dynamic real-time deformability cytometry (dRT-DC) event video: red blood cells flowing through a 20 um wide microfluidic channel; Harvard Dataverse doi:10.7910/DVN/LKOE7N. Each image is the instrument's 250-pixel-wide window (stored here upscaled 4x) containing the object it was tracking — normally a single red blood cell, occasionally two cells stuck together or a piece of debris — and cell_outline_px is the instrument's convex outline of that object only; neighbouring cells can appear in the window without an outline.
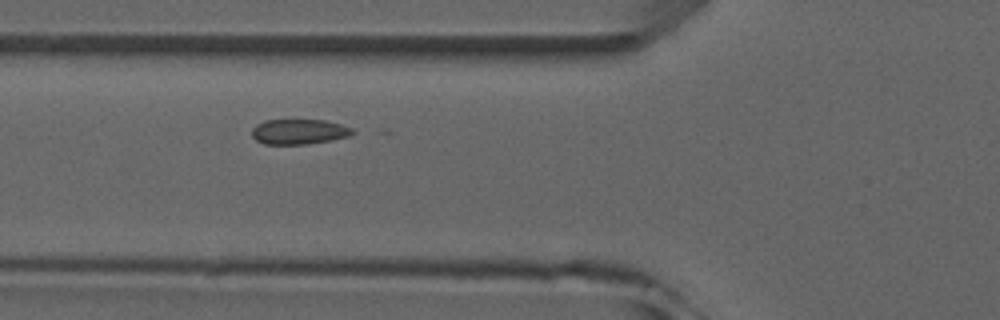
{"species": "common noctule bat (a hibernating species)", "species_latin": "Nyctalus noctula", "temperature_condition": "room temperature", "stored_images_in_passage": 6, "camera_frame_rate_fps": 3000, "um_per_image_px": 0.085, "animal": {"sex": "male", "forearm_length_mm": 52.5}, "frame": {"image": 1, "passage_image": 2, "time_ms": 1.0, "image_size_px": [1000, 320], "cell_outline_px": [[356, 132], [348, 136], [332, 140], [308, 144], [264, 144], [256, 140], [252, 136], [252, 128], [256, 124], [264, 120], [324, 120], [340, 124], [352, 128]], "centroid_in_image_um": [25.4, 11.19], "position_along_channel_um": 100.4, "area_um2": 14.8}}